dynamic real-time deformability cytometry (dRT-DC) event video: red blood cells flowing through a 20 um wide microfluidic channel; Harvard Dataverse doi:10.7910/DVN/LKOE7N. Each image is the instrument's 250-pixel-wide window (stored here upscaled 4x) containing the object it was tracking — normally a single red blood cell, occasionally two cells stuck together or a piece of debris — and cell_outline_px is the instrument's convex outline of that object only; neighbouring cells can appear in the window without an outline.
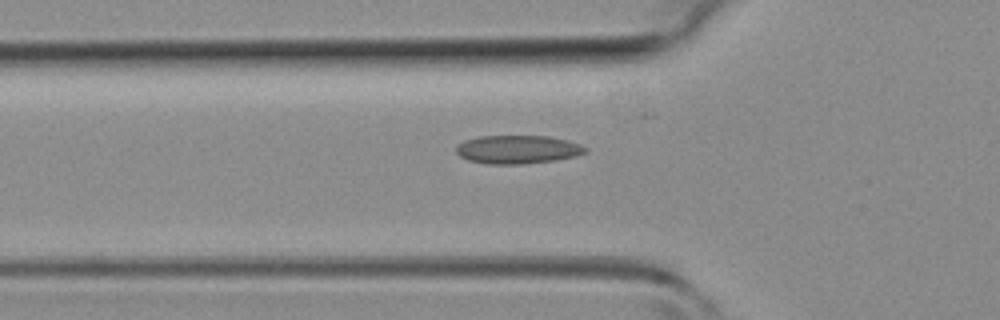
{"species": "common noctule bat (a hibernating species)", "species_latin": "Nyctalus noctula", "temperature_condition": "room temperature", "stored_images_in_passage": 39, "camera_frame_rate_fps": 3000, "um_per_image_px": 0.085, "animal": {"sex": "female", "body_mass_g": 19.3, "forearm_length_mm": 54.1}, "frame": {"image": 1, "passage_image": 12, "time_ms": 3.667, "image_size_px": [1000, 320], "cell_outline_px": [[588, 148], [584, 152], [576, 156], [556, 160], [524, 164], [488, 164], [468, 160], [460, 156], [456, 152], [456, 144], [464, 140], [480, 136], [548, 136], [580, 144]], "centroid_in_image_um": [43.96, 12.71], "position_along_channel_um": 81.8, "area_um2": 21.39}}
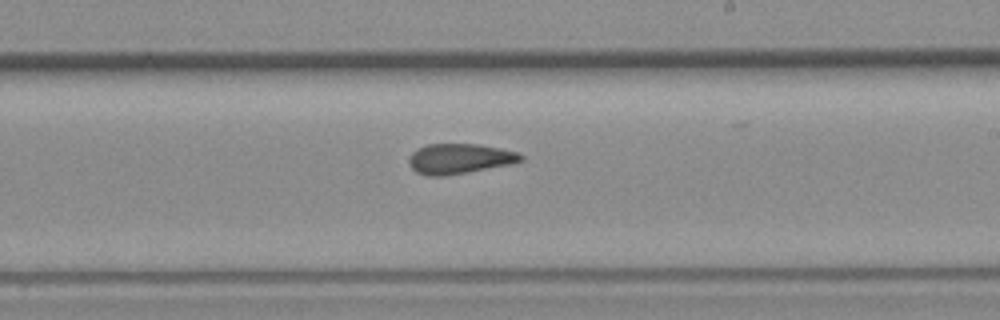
{"frame": {"image": 2, "passage_image": 23, "time_ms": 7.333, "image_size_px": [1000, 320], "cell_outline_px": [[524, 160], [512, 164], [444, 176], [428, 176], [416, 172], [408, 164], [408, 160], [412, 152], [428, 144], [476, 144], [500, 148], [516, 152], [524, 156]], "centroid_in_image_um": [39.06, 13.49], "position_along_channel_um": 249.9, "area_um2": 19.59}}
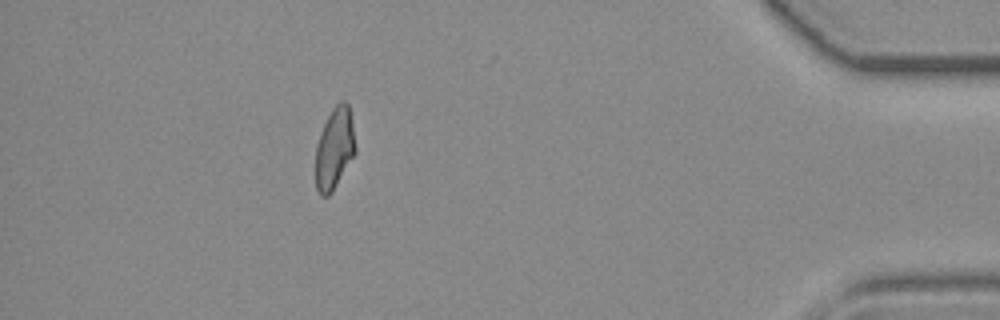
{"frame": {"image": 3, "passage_image": 37, "time_ms": 12.0, "image_size_px": [1000, 320], "cell_outline_px": [[356, 152], [332, 192], [328, 196], [320, 196], [316, 188], [316, 144], [324, 124], [332, 108], [340, 100], [344, 100], [348, 104], [352, 124], [356, 148]], "centroid_in_image_um": [28.43, 12.62], "position_along_channel_um": 406.8, "area_um2": 18.79}}